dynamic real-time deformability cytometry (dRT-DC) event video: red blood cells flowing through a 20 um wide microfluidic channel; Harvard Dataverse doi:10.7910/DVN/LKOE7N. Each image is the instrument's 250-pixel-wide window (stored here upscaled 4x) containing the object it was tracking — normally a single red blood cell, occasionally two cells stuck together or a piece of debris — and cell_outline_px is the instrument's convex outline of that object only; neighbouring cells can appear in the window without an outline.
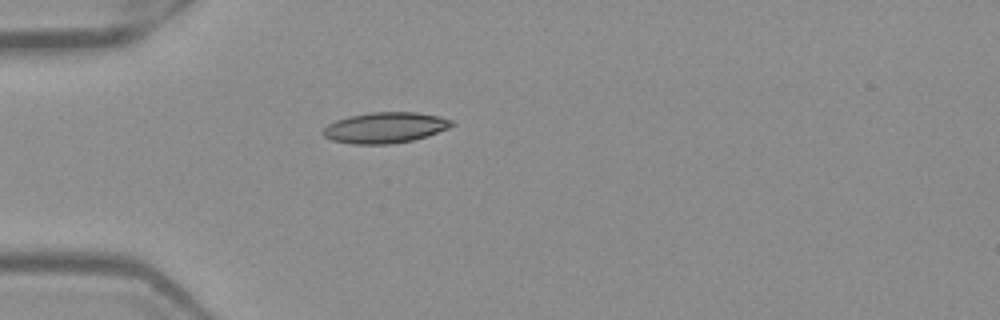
{"species": "Egyptian fruit bat (a non-hibernating species)", "species_latin": "Rousettus aegyptiacus", "temperature_condition": "warm", "stored_images_in_passage": 37, "camera_frame_rate_fps": 3000, "um_per_image_px": 0.085, "frame": {"image": 1, "passage_image": 1, "time_ms": 0.0, "image_size_px": [1000, 320], "cell_outline_px": [[456, 124], [448, 128], [428, 136], [412, 140], [392, 144], [352, 144], [332, 140], [324, 136], [320, 132], [328, 124], [336, 120], [348, 116], [368, 112], [416, 112], [440, 116], [452, 120]], "centroid_in_image_um": [32.73, 10.84], "position_along_channel_um": 52.3, "area_um2": 23.29}}
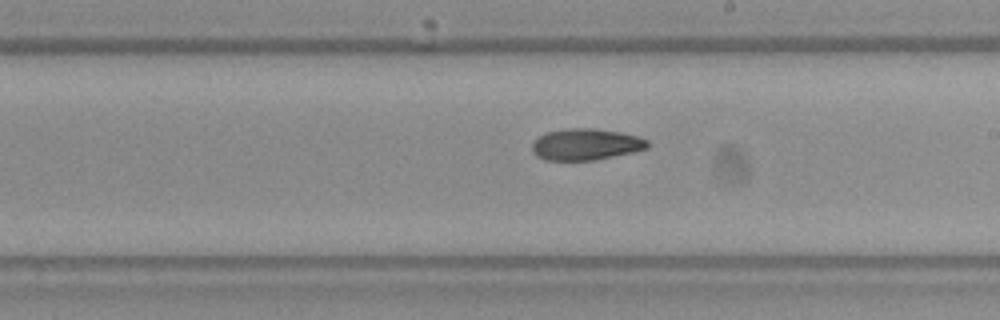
{"frame": {"image": 2, "passage_image": 16, "time_ms": 5.0, "image_size_px": [1000, 320], "cell_outline_px": [[648, 148], [636, 152], [596, 160], [544, 160], [536, 156], [532, 152], [532, 144], [536, 136], [544, 132], [568, 128], [596, 128], [620, 132], [640, 136], [648, 140]], "centroid_in_image_um": [49.79, 12.27], "position_along_channel_um": 239.2, "area_um2": 21.68}}
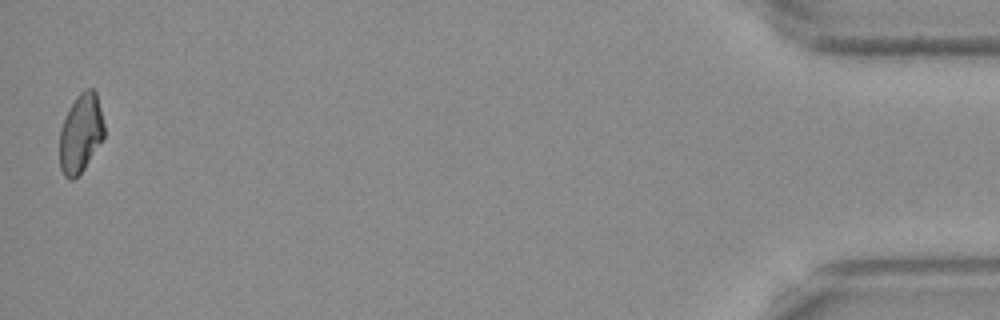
{"frame": {"image": 3, "passage_image": 37, "time_ms": 12.0, "image_size_px": [1000, 320], "cell_outline_px": [[104, 140], [84, 168], [72, 180], [68, 180], [64, 176], [60, 168], [60, 128], [76, 96], [84, 88], [92, 88], [96, 92], [104, 124]], "centroid_in_image_um": [6.87, 11.34], "position_along_channel_um": 428.3, "area_um2": 20.46}, "authors_computed_cell_mechanics": {"area_um2": 21.6172, "velocity_mm_per_s": 3.9653, "shape_relaxation_time_tau1_ms": 7.1975, "shape_relaxation_time_tau2_ms": null, "deformation_change_tau1": 0.1729, "deformation_change_tau2": null}}